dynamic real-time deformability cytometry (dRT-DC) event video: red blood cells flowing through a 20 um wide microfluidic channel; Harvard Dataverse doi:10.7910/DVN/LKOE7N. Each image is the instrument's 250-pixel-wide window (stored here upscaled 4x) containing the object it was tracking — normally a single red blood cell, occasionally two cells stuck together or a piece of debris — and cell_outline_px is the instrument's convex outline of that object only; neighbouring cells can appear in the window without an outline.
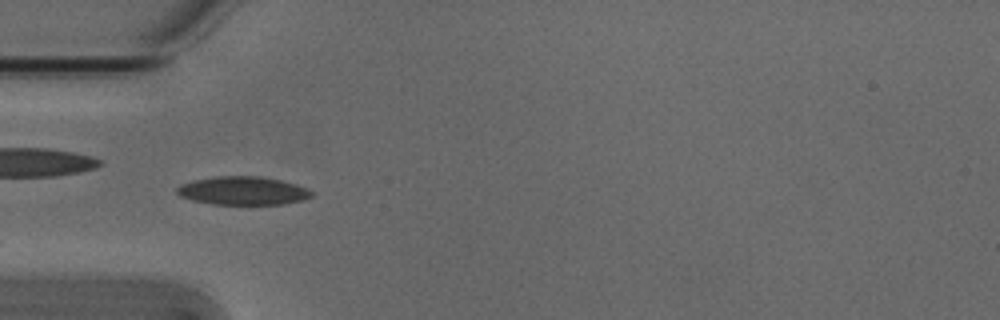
{"species": "Egyptian fruit bat (a non-hibernating species)", "species_latin": "Rousettus aegyptiacus", "temperature_condition": "cold", "stored_images_in_passage": 5, "camera_frame_rate_fps": 3000, "um_per_image_px": 0.085, "animal": {"sex": "male"}, "frame": {"image": 1, "passage_image": 1, "time_ms": 0.0, "image_size_px": [1000, 320], "cell_outline_px": [[312, 196], [304, 200], [284, 204], [212, 204], [192, 200], [180, 196], [176, 192], [176, 188], [180, 184], [192, 180], [216, 176], [260, 176], [280, 180], [296, 184], [308, 188], [312, 192]], "centroid_in_image_um": [20.64, 16.21], "position_along_channel_um": 64.4, "area_um2": 22.37}}